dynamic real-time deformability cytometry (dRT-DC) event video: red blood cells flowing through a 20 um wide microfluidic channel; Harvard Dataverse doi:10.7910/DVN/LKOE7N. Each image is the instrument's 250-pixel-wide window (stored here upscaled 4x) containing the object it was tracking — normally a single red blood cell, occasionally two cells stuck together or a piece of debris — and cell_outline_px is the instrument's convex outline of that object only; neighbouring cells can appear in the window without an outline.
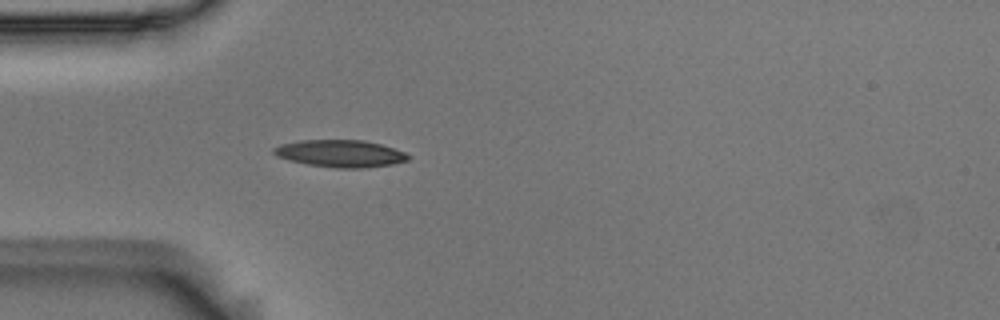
{"species": "Egyptian fruit bat (a non-hibernating species)", "species_latin": "Rousettus aegyptiacus", "temperature_condition": "room temperature", "stored_images_in_passage": 40, "camera_frame_rate_fps": 3000, "um_per_image_px": 0.085, "animal": {"sex": "male"}, "frame": {"image": 1, "passage_image": 1, "time_ms": 0.0, "image_size_px": [1000, 320], "cell_outline_px": [[412, 156], [408, 160], [392, 164], [364, 168], [336, 168], [308, 164], [276, 156], [272, 152], [272, 148], [280, 144], [300, 140], [364, 140], [380, 144], [404, 152]], "centroid_in_image_um": [28.92, 13.04], "position_along_channel_um": 56.1, "area_um2": 21.21}}
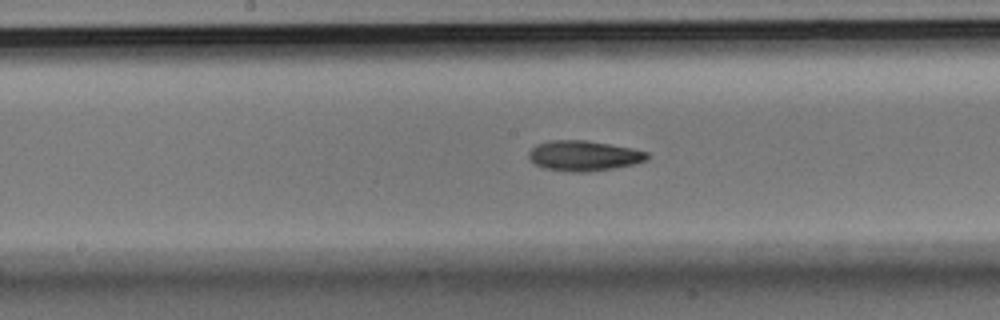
{"frame": {"image": 2, "passage_image": 13, "time_ms": 4.0, "image_size_px": [1000, 320], "cell_outline_px": [[648, 160], [632, 164], [612, 168], [588, 172], [572, 172], [544, 168], [536, 164], [528, 156], [528, 152], [536, 144], [548, 140], [584, 140], [632, 148], [648, 152]], "centroid_in_image_um": [49.6, 13.23], "position_along_channel_um": 198.6, "area_um2": 20.75}}
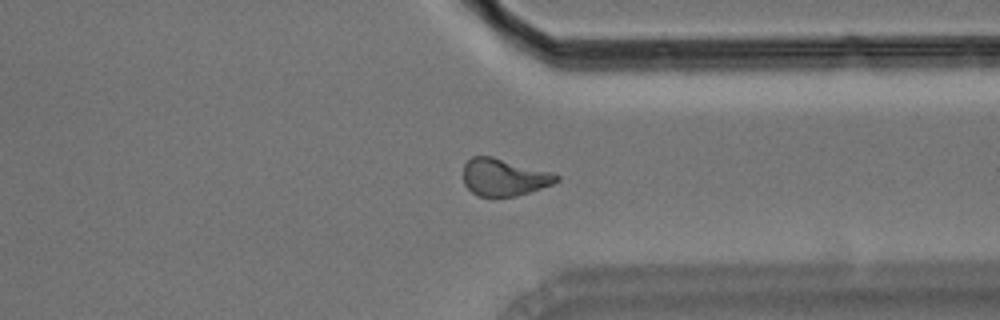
{"frame": {"image": 3, "passage_image": 27, "time_ms": 8.667, "image_size_px": [1000, 320], "cell_outline_px": [[560, 180], [552, 184], [516, 196], [480, 196], [472, 192], [464, 184], [464, 164], [472, 156], [492, 156], [552, 172], [560, 176]], "centroid_in_image_um": [42.84, 15.05], "position_along_channel_um": 368.6, "area_um2": 20.06}, "authors_computed_cell_mechanics": {"area_um2": 20.2011, "velocity_mm_per_s": 3.6665, "shape_relaxation_time_tau1_ms": 3.9159, "shape_relaxation_time_tau2_ms": 3.4609, "deformation_change_tau1": 0.1445, "deformation_change_tau2": 0.1022}}